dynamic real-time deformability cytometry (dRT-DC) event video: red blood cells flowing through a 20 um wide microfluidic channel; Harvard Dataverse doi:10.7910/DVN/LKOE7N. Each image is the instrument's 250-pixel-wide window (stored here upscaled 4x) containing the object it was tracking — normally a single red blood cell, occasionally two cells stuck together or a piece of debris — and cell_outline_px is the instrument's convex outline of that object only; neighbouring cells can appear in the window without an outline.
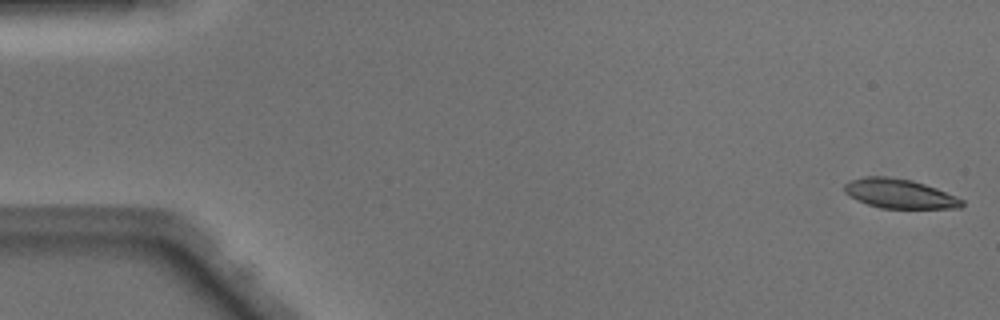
{"species": "Egyptian fruit bat (a non-hibernating species)", "species_latin": "Rousettus aegyptiacus", "temperature_condition": "warm", "stored_images_in_passage": 49, "camera_frame_rate_fps": 3000, "um_per_image_px": 0.085, "animal": {"sex": "male"}, "frame": {"image": 1, "passage_image": 1, "time_ms": 0.0, "image_size_px": [1000, 320], "cell_outline_px": [[964, 204], [960, 208], [880, 208], [856, 200], [848, 196], [844, 192], [844, 184], [848, 180], [864, 176], [888, 176], [912, 180], [936, 188], [956, 196], [964, 200]], "centroid_in_image_um": [76.42, 16.45], "position_along_channel_um": 8.6, "area_um2": 20.29}}
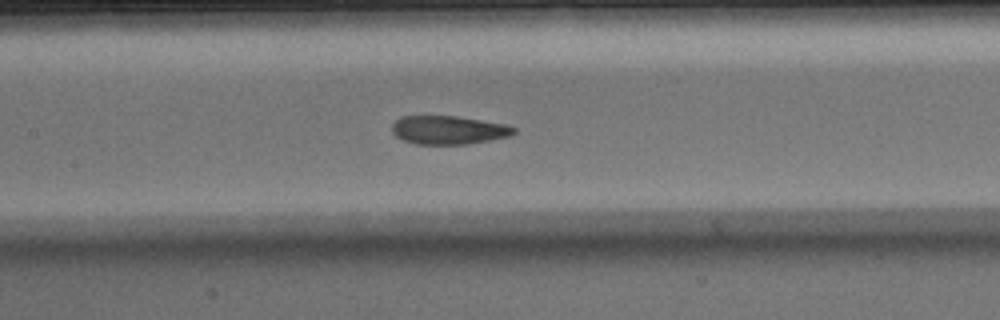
{"frame": {"image": 2, "passage_image": 23, "time_ms": 7.333, "image_size_px": [1000, 320], "cell_outline_px": [[516, 132], [508, 136], [468, 144], [416, 144], [404, 140], [396, 136], [392, 132], [392, 124], [400, 116], [456, 116], [504, 124], [516, 128]], "centroid_in_image_um": [38.09, 11.05], "position_along_channel_um": 169.3, "area_um2": 20.06}}
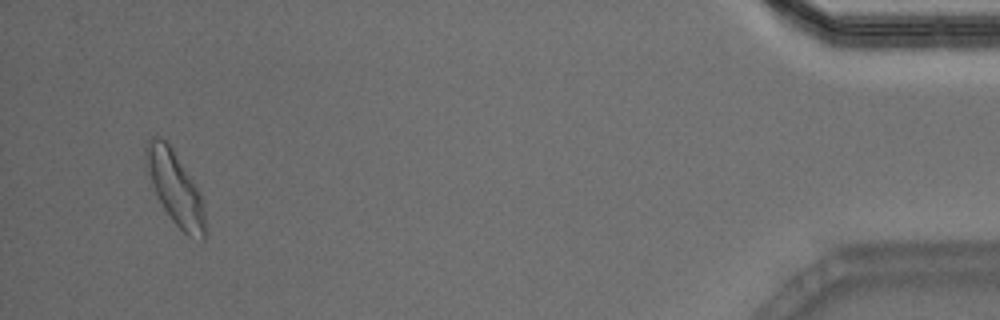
{"frame": {"image": 3, "passage_image": 47, "time_ms": 15.333, "image_size_px": [1000, 320], "cell_outline_px": [[204, 240], [188, 236], [172, 220], [164, 208], [152, 184], [144, 152], [144, 148], [148, 140], [152, 136], [160, 136], [168, 140], [196, 188], [200, 196], [204, 212]], "centroid_in_image_um": [14.86, 15.91], "position_along_channel_um": 420.3, "area_um2": 24.33}, "authors_computed_cell_mechanics": {"area_um2": 21.3282, "velocity_mm_per_s": 4.0887, "shape_relaxation_time_tau1_ms": 4.7473, "shape_relaxation_time_tau2_ms": 1.6299, "deformation_change_tau1": 0.1527, "deformation_change_tau2": 0.0934}}